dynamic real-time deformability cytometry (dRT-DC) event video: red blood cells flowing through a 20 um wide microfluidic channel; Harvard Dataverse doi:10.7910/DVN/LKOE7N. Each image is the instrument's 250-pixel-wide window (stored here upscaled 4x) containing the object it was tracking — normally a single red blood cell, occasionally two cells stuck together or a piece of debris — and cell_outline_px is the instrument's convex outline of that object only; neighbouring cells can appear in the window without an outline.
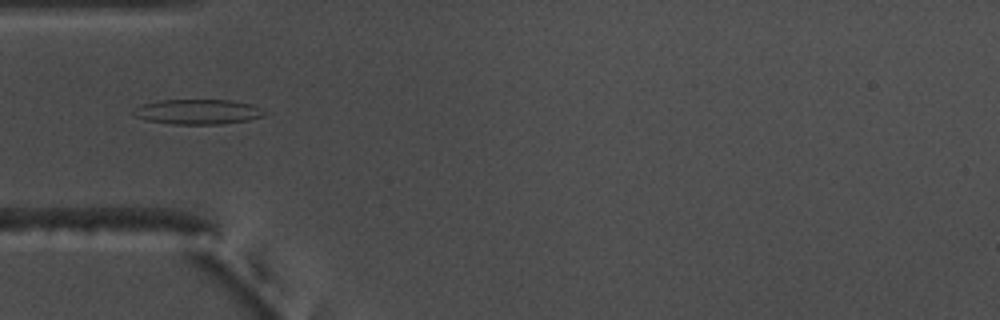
{"species": "common noctule bat (a hibernating species)", "species_latin": "Nyctalus noctula", "temperature_condition": "warm", "stored_images_in_passage": 55, "camera_frame_rate_fps": 3000, "um_per_image_px": 0.085, "animal": {"sex": "male", "body_mass_g": 17.5, "forearm_length_mm": 52.3}, "frame": {"image": 1, "passage_image": 17, "time_ms": 5.333, "image_size_px": [1000, 320], "cell_outline_px": [[268, 112], [264, 116], [248, 120], [220, 124], [172, 124], [148, 120], [136, 116], [132, 112], [136, 108], [144, 104], [160, 100], [232, 100], [252, 104]], "centroid_in_image_um": [16.88, 9.5], "position_along_channel_um": 68.1, "area_um2": 18.96}}
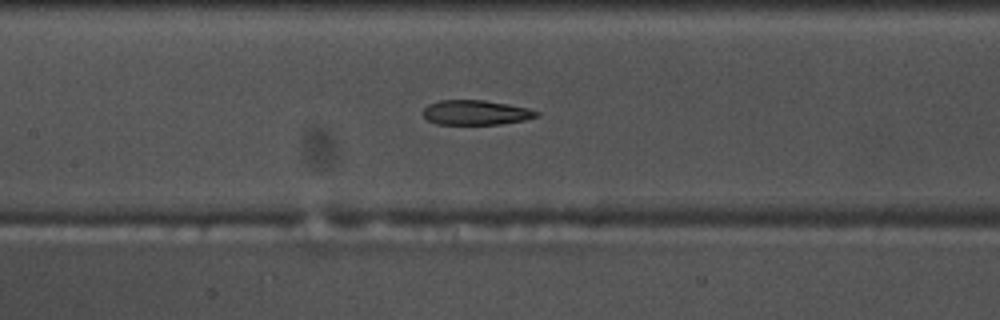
{"frame": {"image": 2, "passage_image": 25, "time_ms": 8.0, "image_size_px": [1000, 320], "cell_outline_px": [[540, 116], [524, 120], [500, 124], [436, 124], [428, 120], [420, 112], [428, 104], [440, 100], [484, 100], [508, 104], [528, 108], [540, 112]], "centroid_in_image_um": [40.43, 9.56], "position_along_channel_um": 167.0, "area_um2": 16.47}}
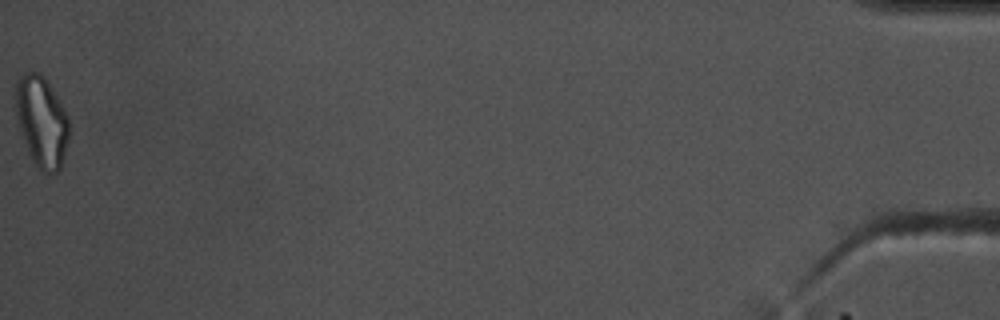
{"frame": {"image": 3, "passage_image": 55, "time_ms": 18.0, "image_size_px": [1000, 320], "cell_outline_px": [[68, 140], [60, 168], [56, 172], [48, 176], [32, 160], [28, 152], [20, 128], [16, 112], [16, 80], [20, 76], [28, 72], [36, 72], [44, 76], [60, 100], [68, 116]], "centroid_in_image_um": [3.55, 10.32], "position_along_channel_um": 431.6, "area_um2": 27.98}, "authors_computed_cell_mechanics": {"area_um2": 19.363, "velocity_mm_per_s": 3.7091, "shape_relaxation_time_tau1_ms": null, "shape_relaxation_time_tau2_ms": 4.3772, "deformation_change_tau1": null, "deformation_change_tau2": 0.1388}}